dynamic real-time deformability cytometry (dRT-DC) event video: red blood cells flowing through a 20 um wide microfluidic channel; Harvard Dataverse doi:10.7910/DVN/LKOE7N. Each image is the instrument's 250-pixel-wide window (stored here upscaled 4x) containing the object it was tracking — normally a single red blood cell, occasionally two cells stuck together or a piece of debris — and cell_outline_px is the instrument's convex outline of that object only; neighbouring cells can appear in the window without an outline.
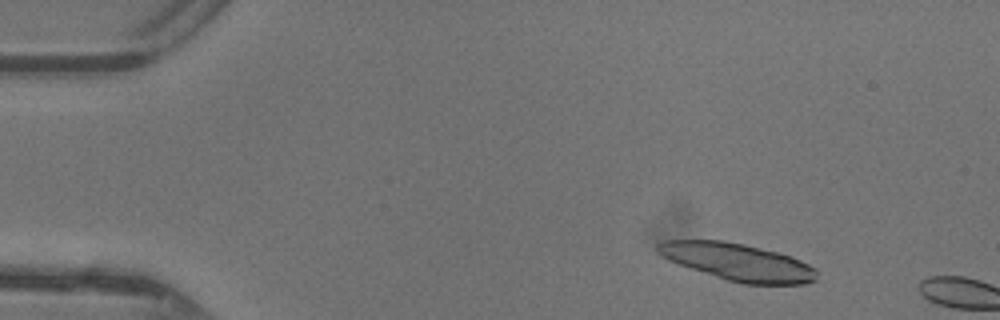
{"species": "common noctule bat (a hibernating species)", "species_latin": "Nyctalus noctula", "temperature_condition": "warm", "stored_images_in_passage": 4, "camera_frame_rate_fps": 3000, "um_per_image_px": 0.085, "animal": {"sex": "female"}, "frame": {"image": 1, "passage_image": 2, "time_ms": 0.333, "image_size_px": [1000, 320], "cell_outline_px": [[816, 280], [804, 284], [744, 284], [728, 280], [668, 260], [656, 252], [656, 244], [664, 240], [724, 240], [744, 244], [792, 256], [816, 268]], "centroid_in_image_um": [62.71, 22.26], "position_along_channel_um": 22.3, "area_um2": 34.28}}